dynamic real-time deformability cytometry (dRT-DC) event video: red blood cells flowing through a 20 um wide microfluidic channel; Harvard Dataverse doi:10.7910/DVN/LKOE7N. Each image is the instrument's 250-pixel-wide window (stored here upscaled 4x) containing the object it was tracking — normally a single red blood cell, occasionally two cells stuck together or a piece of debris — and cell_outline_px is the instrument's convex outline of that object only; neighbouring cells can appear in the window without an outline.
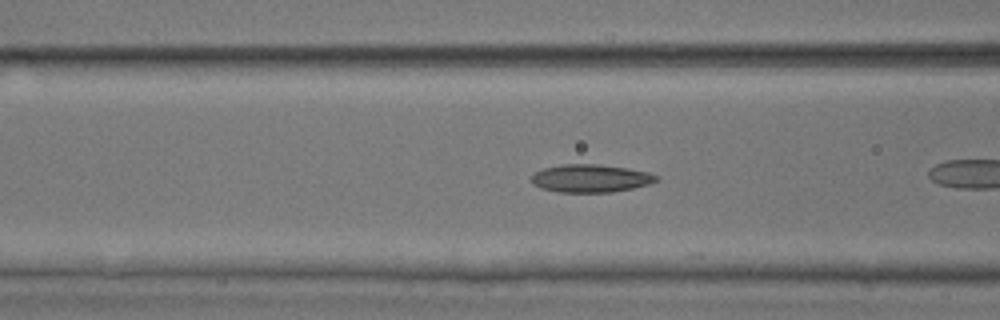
{"species": "common noctule bat (a hibernating species)", "species_latin": "Nyctalus noctula", "temperature_condition": "room temperature", "stored_images_in_passage": 26, "camera_frame_rate_fps": 3000, "um_per_image_px": 0.085, "animal": {"sex": "male", "body_mass_g": 17.9, "forearm_length_mm": 54.2}, "frame": {"image": 1, "passage_image": 5, "time_ms": 1.333, "image_size_px": [1000, 320], "cell_outline_px": [[660, 176], [652, 184], [612, 192], [560, 192], [540, 188], [532, 184], [532, 176], [536, 172], [544, 168], [564, 164], [600, 164], [628, 168], [648, 172]], "centroid_in_image_um": [50.23, 15.16], "position_along_channel_um": 116.4, "area_um2": 20.35}}
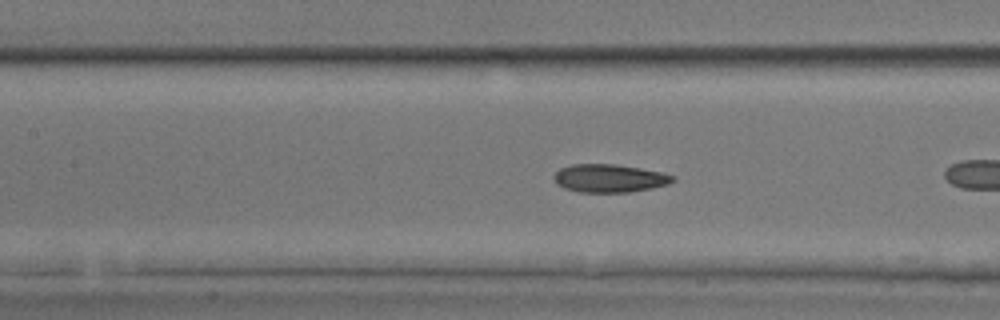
{"frame": {"image": 2, "passage_image": 8, "time_ms": 2.333, "image_size_px": [1000, 320], "cell_outline_px": [[676, 180], [668, 184], [652, 188], [628, 192], [580, 192], [564, 188], [556, 184], [552, 180], [552, 176], [560, 168], [572, 164], [616, 164], [640, 168], [660, 172], [676, 176]], "centroid_in_image_um": [51.77, 15.15], "position_along_channel_um": 155.6, "area_um2": 19.59}}